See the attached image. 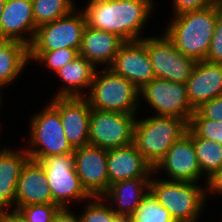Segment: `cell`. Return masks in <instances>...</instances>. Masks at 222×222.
Returning a JSON list of instances; mask_svg holds the SVG:
<instances>
[{"mask_svg": "<svg viewBox=\"0 0 222 222\" xmlns=\"http://www.w3.org/2000/svg\"><path fill=\"white\" fill-rule=\"evenodd\" d=\"M152 0H89L86 25L117 34L125 41L141 40L142 28L153 10Z\"/></svg>", "mask_w": 222, "mask_h": 222, "instance_id": "6da1fadb", "label": "cell"}, {"mask_svg": "<svg viewBox=\"0 0 222 222\" xmlns=\"http://www.w3.org/2000/svg\"><path fill=\"white\" fill-rule=\"evenodd\" d=\"M220 11L216 1L207 8L174 16L164 33L183 55L205 60Z\"/></svg>", "mask_w": 222, "mask_h": 222, "instance_id": "7a4b0ae2", "label": "cell"}, {"mask_svg": "<svg viewBox=\"0 0 222 222\" xmlns=\"http://www.w3.org/2000/svg\"><path fill=\"white\" fill-rule=\"evenodd\" d=\"M188 122L174 116H152L136 120L134 144L154 168L175 141L187 133Z\"/></svg>", "mask_w": 222, "mask_h": 222, "instance_id": "3957f363", "label": "cell"}, {"mask_svg": "<svg viewBox=\"0 0 222 222\" xmlns=\"http://www.w3.org/2000/svg\"><path fill=\"white\" fill-rule=\"evenodd\" d=\"M87 95L92 109L126 114H137L141 97L135 85L107 67L101 74L96 69Z\"/></svg>", "mask_w": 222, "mask_h": 222, "instance_id": "277c9868", "label": "cell"}, {"mask_svg": "<svg viewBox=\"0 0 222 222\" xmlns=\"http://www.w3.org/2000/svg\"><path fill=\"white\" fill-rule=\"evenodd\" d=\"M197 184L150 178V191L169 211L174 222H198L207 192L206 188Z\"/></svg>", "mask_w": 222, "mask_h": 222, "instance_id": "5b68a950", "label": "cell"}, {"mask_svg": "<svg viewBox=\"0 0 222 222\" xmlns=\"http://www.w3.org/2000/svg\"><path fill=\"white\" fill-rule=\"evenodd\" d=\"M30 128V147L26 148L30 159L39 162L47 156L74 152L65 136L59 112L50 103L33 115Z\"/></svg>", "mask_w": 222, "mask_h": 222, "instance_id": "8992f818", "label": "cell"}, {"mask_svg": "<svg viewBox=\"0 0 222 222\" xmlns=\"http://www.w3.org/2000/svg\"><path fill=\"white\" fill-rule=\"evenodd\" d=\"M44 167L47 185L53 202L61 208H69L71 201L91 199L74 167V154L47 156L39 161Z\"/></svg>", "mask_w": 222, "mask_h": 222, "instance_id": "52a82bcc", "label": "cell"}, {"mask_svg": "<svg viewBox=\"0 0 222 222\" xmlns=\"http://www.w3.org/2000/svg\"><path fill=\"white\" fill-rule=\"evenodd\" d=\"M135 122V114L91 108L89 144L105 150L128 146L134 142Z\"/></svg>", "mask_w": 222, "mask_h": 222, "instance_id": "ba28073f", "label": "cell"}, {"mask_svg": "<svg viewBox=\"0 0 222 222\" xmlns=\"http://www.w3.org/2000/svg\"><path fill=\"white\" fill-rule=\"evenodd\" d=\"M85 27L83 11H76L75 8L66 16L38 26L29 51H53L61 48L79 51Z\"/></svg>", "mask_w": 222, "mask_h": 222, "instance_id": "9c48e42d", "label": "cell"}, {"mask_svg": "<svg viewBox=\"0 0 222 222\" xmlns=\"http://www.w3.org/2000/svg\"><path fill=\"white\" fill-rule=\"evenodd\" d=\"M141 41L146 46L156 78L185 84L197 63L195 59L177 50L165 33Z\"/></svg>", "mask_w": 222, "mask_h": 222, "instance_id": "30bf717a", "label": "cell"}, {"mask_svg": "<svg viewBox=\"0 0 222 222\" xmlns=\"http://www.w3.org/2000/svg\"><path fill=\"white\" fill-rule=\"evenodd\" d=\"M139 95L158 116H174L190 122L195 109L191 106L184 83L154 78L139 89Z\"/></svg>", "mask_w": 222, "mask_h": 222, "instance_id": "8fae6325", "label": "cell"}, {"mask_svg": "<svg viewBox=\"0 0 222 222\" xmlns=\"http://www.w3.org/2000/svg\"><path fill=\"white\" fill-rule=\"evenodd\" d=\"M74 167L85 190L103 196L109 189L107 150L94 145L74 149Z\"/></svg>", "mask_w": 222, "mask_h": 222, "instance_id": "7c38bea8", "label": "cell"}, {"mask_svg": "<svg viewBox=\"0 0 222 222\" xmlns=\"http://www.w3.org/2000/svg\"><path fill=\"white\" fill-rule=\"evenodd\" d=\"M50 104L59 112L65 136L73 149L89 144L91 107L85 97H54Z\"/></svg>", "mask_w": 222, "mask_h": 222, "instance_id": "4fadbf2b", "label": "cell"}, {"mask_svg": "<svg viewBox=\"0 0 222 222\" xmlns=\"http://www.w3.org/2000/svg\"><path fill=\"white\" fill-rule=\"evenodd\" d=\"M160 169L166 171L171 181L198 183L203 176L196 157L192 137L186 133L166 152L165 156L153 168L156 174Z\"/></svg>", "mask_w": 222, "mask_h": 222, "instance_id": "5bb4252c", "label": "cell"}, {"mask_svg": "<svg viewBox=\"0 0 222 222\" xmlns=\"http://www.w3.org/2000/svg\"><path fill=\"white\" fill-rule=\"evenodd\" d=\"M109 68L138 89L155 78L149 54L141 40L126 41Z\"/></svg>", "mask_w": 222, "mask_h": 222, "instance_id": "9a60e30c", "label": "cell"}, {"mask_svg": "<svg viewBox=\"0 0 222 222\" xmlns=\"http://www.w3.org/2000/svg\"><path fill=\"white\" fill-rule=\"evenodd\" d=\"M36 30L32 0H6L0 17V39L15 40L30 46ZM23 34L30 36L25 38Z\"/></svg>", "mask_w": 222, "mask_h": 222, "instance_id": "2e32d148", "label": "cell"}, {"mask_svg": "<svg viewBox=\"0 0 222 222\" xmlns=\"http://www.w3.org/2000/svg\"><path fill=\"white\" fill-rule=\"evenodd\" d=\"M107 167L109 187L119 181L151 178L154 173L134 143L107 150Z\"/></svg>", "mask_w": 222, "mask_h": 222, "instance_id": "e0dca14e", "label": "cell"}, {"mask_svg": "<svg viewBox=\"0 0 222 222\" xmlns=\"http://www.w3.org/2000/svg\"><path fill=\"white\" fill-rule=\"evenodd\" d=\"M185 85L189 102L196 110L203 103L222 95V64L197 61Z\"/></svg>", "mask_w": 222, "mask_h": 222, "instance_id": "ac0fdd59", "label": "cell"}, {"mask_svg": "<svg viewBox=\"0 0 222 222\" xmlns=\"http://www.w3.org/2000/svg\"><path fill=\"white\" fill-rule=\"evenodd\" d=\"M33 204H55L47 185L44 167L29 159L24 165L16 185L14 210Z\"/></svg>", "mask_w": 222, "mask_h": 222, "instance_id": "d6986e66", "label": "cell"}, {"mask_svg": "<svg viewBox=\"0 0 222 222\" xmlns=\"http://www.w3.org/2000/svg\"><path fill=\"white\" fill-rule=\"evenodd\" d=\"M125 42L117 34L86 25L79 54L95 67L98 64H106L107 68H109Z\"/></svg>", "mask_w": 222, "mask_h": 222, "instance_id": "ffe728a7", "label": "cell"}, {"mask_svg": "<svg viewBox=\"0 0 222 222\" xmlns=\"http://www.w3.org/2000/svg\"><path fill=\"white\" fill-rule=\"evenodd\" d=\"M146 190V191H145ZM150 190V178H135L116 182L110 185L102 196L106 201L114 203L113 212L122 218H131L139 207L143 197Z\"/></svg>", "mask_w": 222, "mask_h": 222, "instance_id": "44dd1931", "label": "cell"}, {"mask_svg": "<svg viewBox=\"0 0 222 222\" xmlns=\"http://www.w3.org/2000/svg\"><path fill=\"white\" fill-rule=\"evenodd\" d=\"M30 159L26 149L15 151L9 148L0 150V204L12 208L15 205L16 185L21 171ZM14 203V204H13Z\"/></svg>", "mask_w": 222, "mask_h": 222, "instance_id": "7402d4cb", "label": "cell"}, {"mask_svg": "<svg viewBox=\"0 0 222 222\" xmlns=\"http://www.w3.org/2000/svg\"><path fill=\"white\" fill-rule=\"evenodd\" d=\"M96 67L82 55H78L75 59L56 72L61 81H64L65 87L57 92L55 97H84L81 89L90 90Z\"/></svg>", "mask_w": 222, "mask_h": 222, "instance_id": "603a6c76", "label": "cell"}, {"mask_svg": "<svg viewBox=\"0 0 222 222\" xmlns=\"http://www.w3.org/2000/svg\"><path fill=\"white\" fill-rule=\"evenodd\" d=\"M29 61V46L15 40L0 39V87L18 78Z\"/></svg>", "mask_w": 222, "mask_h": 222, "instance_id": "cb8c5ba5", "label": "cell"}, {"mask_svg": "<svg viewBox=\"0 0 222 222\" xmlns=\"http://www.w3.org/2000/svg\"><path fill=\"white\" fill-rule=\"evenodd\" d=\"M196 157L206 180L222 167V145L203 137H192Z\"/></svg>", "mask_w": 222, "mask_h": 222, "instance_id": "d4e9b609", "label": "cell"}, {"mask_svg": "<svg viewBox=\"0 0 222 222\" xmlns=\"http://www.w3.org/2000/svg\"><path fill=\"white\" fill-rule=\"evenodd\" d=\"M32 6L37 27L66 16L76 8L73 0H32Z\"/></svg>", "mask_w": 222, "mask_h": 222, "instance_id": "484cf974", "label": "cell"}, {"mask_svg": "<svg viewBox=\"0 0 222 222\" xmlns=\"http://www.w3.org/2000/svg\"><path fill=\"white\" fill-rule=\"evenodd\" d=\"M131 222H174V220L149 190L131 217Z\"/></svg>", "mask_w": 222, "mask_h": 222, "instance_id": "4316f807", "label": "cell"}, {"mask_svg": "<svg viewBox=\"0 0 222 222\" xmlns=\"http://www.w3.org/2000/svg\"><path fill=\"white\" fill-rule=\"evenodd\" d=\"M187 133L191 137H203L222 145V121L206 119L197 110L191 116Z\"/></svg>", "mask_w": 222, "mask_h": 222, "instance_id": "83f0119b", "label": "cell"}, {"mask_svg": "<svg viewBox=\"0 0 222 222\" xmlns=\"http://www.w3.org/2000/svg\"><path fill=\"white\" fill-rule=\"evenodd\" d=\"M79 55L77 49L61 48L53 51H29V60L40 61L55 73Z\"/></svg>", "mask_w": 222, "mask_h": 222, "instance_id": "f1b7e54d", "label": "cell"}, {"mask_svg": "<svg viewBox=\"0 0 222 222\" xmlns=\"http://www.w3.org/2000/svg\"><path fill=\"white\" fill-rule=\"evenodd\" d=\"M104 199V200H103ZM85 206V211L79 217L81 222H116L119 218L113 210L112 206L105 203L102 196L92 197ZM91 202V203H90Z\"/></svg>", "mask_w": 222, "mask_h": 222, "instance_id": "f546056e", "label": "cell"}, {"mask_svg": "<svg viewBox=\"0 0 222 222\" xmlns=\"http://www.w3.org/2000/svg\"><path fill=\"white\" fill-rule=\"evenodd\" d=\"M60 209L57 204H33L19 207L16 211L28 222H53Z\"/></svg>", "mask_w": 222, "mask_h": 222, "instance_id": "4dcf8cb0", "label": "cell"}, {"mask_svg": "<svg viewBox=\"0 0 222 222\" xmlns=\"http://www.w3.org/2000/svg\"><path fill=\"white\" fill-rule=\"evenodd\" d=\"M205 60L222 64V11L217 14L212 41Z\"/></svg>", "mask_w": 222, "mask_h": 222, "instance_id": "1f68e13d", "label": "cell"}, {"mask_svg": "<svg viewBox=\"0 0 222 222\" xmlns=\"http://www.w3.org/2000/svg\"><path fill=\"white\" fill-rule=\"evenodd\" d=\"M216 0H173L174 16L191 12L194 10H201L213 5Z\"/></svg>", "mask_w": 222, "mask_h": 222, "instance_id": "d6a6232c", "label": "cell"}, {"mask_svg": "<svg viewBox=\"0 0 222 222\" xmlns=\"http://www.w3.org/2000/svg\"><path fill=\"white\" fill-rule=\"evenodd\" d=\"M196 110L206 119L222 121V95L203 103Z\"/></svg>", "mask_w": 222, "mask_h": 222, "instance_id": "836d02e7", "label": "cell"}, {"mask_svg": "<svg viewBox=\"0 0 222 222\" xmlns=\"http://www.w3.org/2000/svg\"><path fill=\"white\" fill-rule=\"evenodd\" d=\"M207 188L205 189L206 195L209 193L211 194L216 193L219 194L222 193V167L216 170L209 178H207Z\"/></svg>", "mask_w": 222, "mask_h": 222, "instance_id": "e575fe53", "label": "cell"}, {"mask_svg": "<svg viewBox=\"0 0 222 222\" xmlns=\"http://www.w3.org/2000/svg\"><path fill=\"white\" fill-rule=\"evenodd\" d=\"M73 213L69 211V208H61L55 215L53 222H81L78 214L76 216Z\"/></svg>", "mask_w": 222, "mask_h": 222, "instance_id": "d590c367", "label": "cell"}, {"mask_svg": "<svg viewBox=\"0 0 222 222\" xmlns=\"http://www.w3.org/2000/svg\"><path fill=\"white\" fill-rule=\"evenodd\" d=\"M6 222H28L16 210L9 211Z\"/></svg>", "mask_w": 222, "mask_h": 222, "instance_id": "8d00e7d4", "label": "cell"}, {"mask_svg": "<svg viewBox=\"0 0 222 222\" xmlns=\"http://www.w3.org/2000/svg\"><path fill=\"white\" fill-rule=\"evenodd\" d=\"M6 209L10 210L8 207L0 204V222L7 221V216H8L9 211Z\"/></svg>", "mask_w": 222, "mask_h": 222, "instance_id": "74e56055", "label": "cell"}, {"mask_svg": "<svg viewBox=\"0 0 222 222\" xmlns=\"http://www.w3.org/2000/svg\"><path fill=\"white\" fill-rule=\"evenodd\" d=\"M116 222H131V218L119 217Z\"/></svg>", "mask_w": 222, "mask_h": 222, "instance_id": "f35d334b", "label": "cell"}, {"mask_svg": "<svg viewBox=\"0 0 222 222\" xmlns=\"http://www.w3.org/2000/svg\"><path fill=\"white\" fill-rule=\"evenodd\" d=\"M5 2H6V0H0V17H1L2 11L4 9Z\"/></svg>", "mask_w": 222, "mask_h": 222, "instance_id": "ab89813d", "label": "cell"}, {"mask_svg": "<svg viewBox=\"0 0 222 222\" xmlns=\"http://www.w3.org/2000/svg\"><path fill=\"white\" fill-rule=\"evenodd\" d=\"M216 1H217L218 5L220 7V10L222 11V0H216Z\"/></svg>", "mask_w": 222, "mask_h": 222, "instance_id": "60d3db41", "label": "cell"}, {"mask_svg": "<svg viewBox=\"0 0 222 222\" xmlns=\"http://www.w3.org/2000/svg\"><path fill=\"white\" fill-rule=\"evenodd\" d=\"M0 88H1V87H0ZM0 91H1V90H0ZM1 97H2V96H1V94H0V106H1V104H2V103H1V100H2V98H1ZM0 108H1V107H0Z\"/></svg>", "mask_w": 222, "mask_h": 222, "instance_id": "b9f144b4", "label": "cell"}]
</instances>
